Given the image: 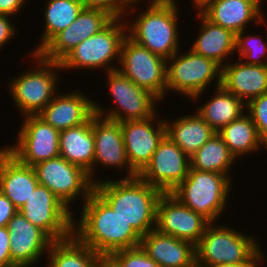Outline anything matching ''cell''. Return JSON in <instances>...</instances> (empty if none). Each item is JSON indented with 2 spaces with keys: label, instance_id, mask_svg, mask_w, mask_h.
<instances>
[{
  "label": "cell",
  "instance_id": "cell-33",
  "mask_svg": "<svg viewBox=\"0 0 267 267\" xmlns=\"http://www.w3.org/2000/svg\"><path fill=\"white\" fill-rule=\"evenodd\" d=\"M244 33L242 31L236 34L235 50L240 54L241 61L248 65H267V42L264 43L261 36H244Z\"/></svg>",
  "mask_w": 267,
  "mask_h": 267
},
{
  "label": "cell",
  "instance_id": "cell-9",
  "mask_svg": "<svg viewBox=\"0 0 267 267\" xmlns=\"http://www.w3.org/2000/svg\"><path fill=\"white\" fill-rule=\"evenodd\" d=\"M110 96L115 101L114 109L105 111L94 102V113L109 120L124 122L154 116L160 101L150 92L140 88L119 70L106 73ZM158 102V103H157ZM106 113V114H105Z\"/></svg>",
  "mask_w": 267,
  "mask_h": 267
},
{
  "label": "cell",
  "instance_id": "cell-1",
  "mask_svg": "<svg viewBox=\"0 0 267 267\" xmlns=\"http://www.w3.org/2000/svg\"><path fill=\"white\" fill-rule=\"evenodd\" d=\"M73 235L99 255L140 246L141 236L123 220L95 191L83 203Z\"/></svg>",
  "mask_w": 267,
  "mask_h": 267
},
{
  "label": "cell",
  "instance_id": "cell-17",
  "mask_svg": "<svg viewBox=\"0 0 267 267\" xmlns=\"http://www.w3.org/2000/svg\"><path fill=\"white\" fill-rule=\"evenodd\" d=\"M113 18L101 10L85 9L75 21L58 33L38 54L47 61L60 62L82 41L105 28Z\"/></svg>",
  "mask_w": 267,
  "mask_h": 267
},
{
  "label": "cell",
  "instance_id": "cell-31",
  "mask_svg": "<svg viewBox=\"0 0 267 267\" xmlns=\"http://www.w3.org/2000/svg\"><path fill=\"white\" fill-rule=\"evenodd\" d=\"M218 134L236 159L251 152L255 153L261 147L267 149L261 141L258 130L248 113L242 114L225 126Z\"/></svg>",
  "mask_w": 267,
  "mask_h": 267
},
{
  "label": "cell",
  "instance_id": "cell-23",
  "mask_svg": "<svg viewBox=\"0 0 267 267\" xmlns=\"http://www.w3.org/2000/svg\"><path fill=\"white\" fill-rule=\"evenodd\" d=\"M140 246L160 267H195V246L156 229L142 236Z\"/></svg>",
  "mask_w": 267,
  "mask_h": 267
},
{
  "label": "cell",
  "instance_id": "cell-16",
  "mask_svg": "<svg viewBox=\"0 0 267 267\" xmlns=\"http://www.w3.org/2000/svg\"><path fill=\"white\" fill-rule=\"evenodd\" d=\"M157 115L141 120L121 122L126 156L130 167L137 174L150 162L160 141L166 135L164 119L162 120Z\"/></svg>",
  "mask_w": 267,
  "mask_h": 267
},
{
  "label": "cell",
  "instance_id": "cell-41",
  "mask_svg": "<svg viewBox=\"0 0 267 267\" xmlns=\"http://www.w3.org/2000/svg\"><path fill=\"white\" fill-rule=\"evenodd\" d=\"M261 248L259 249L255 263H234V264H206V263H195V267H257L260 262L263 261L264 255Z\"/></svg>",
  "mask_w": 267,
  "mask_h": 267
},
{
  "label": "cell",
  "instance_id": "cell-10",
  "mask_svg": "<svg viewBox=\"0 0 267 267\" xmlns=\"http://www.w3.org/2000/svg\"><path fill=\"white\" fill-rule=\"evenodd\" d=\"M117 64V70L124 76L162 101L166 95L165 59L137 44L127 35Z\"/></svg>",
  "mask_w": 267,
  "mask_h": 267
},
{
  "label": "cell",
  "instance_id": "cell-32",
  "mask_svg": "<svg viewBox=\"0 0 267 267\" xmlns=\"http://www.w3.org/2000/svg\"><path fill=\"white\" fill-rule=\"evenodd\" d=\"M236 158L216 133L190 157V168L200 171L222 173L229 177ZM234 163V164H233Z\"/></svg>",
  "mask_w": 267,
  "mask_h": 267
},
{
  "label": "cell",
  "instance_id": "cell-29",
  "mask_svg": "<svg viewBox=\"0 0 267 267\" xmlns=\"http://www.w3.org/2000/svg\"><path fill=\"white\" fill-rule=\"evenodd\" d=\"M46 267H97L100 255L74 235L54 241L47 252Z\"/></svg>",
  "mask_w": 267,
  "mask_h": 267
},
{
  "label": "cell",
  "instance_id": "cell-21",
  "mask_svg": "<svg viewBox=\"0 0 267 267\" xmlns=\"http://www.w3.org/2000/svg\"><path fill=\"white\" fill-rule=\"evenodd\" d=\"M262 2V0H213L200 12L213 24L237 34L245 31L247 24L251 22L256 24L264 22V15L261 12Z\"/></svg>",
  "mask_w": 267,
  "mask_h": 267
},
{
  "label": "cell",
  "instance_id": "cell-2",
  "mask_svg": "<svg viewBox=\"0 0 267 267\" xmlns=\"http://www.w3.org/2000/svg\"><path fill=\"white\" fill-rule=\"evenodd\" d=\"M94 191L142 237L155 229L157 204L163 192L138 176L101 179Z\"/></svg>",
  "mask_w": 267,
  "mask_h": 267
},
{
  "label": "cell",
  "instance_id": "cell-38",
  "mask_svg": "<svg viewBox=\"0 0 267 267\" xmlns=\"http://www.w3.org/2000/svg\"><path fill=\"white\" fill-rule=\"evenodd\" d=\"M18 212L14 204L0 191V227H5Z\"/></svg>",
  "mask_w": 267,
  "mask_h": 267
},
{
  "label": "cell",
  "instance_id": "cell-14",
  "mask_svg": "<svg viewBox=\"0 0 267 267\" xmlns=\"http://www.w3.org/2000/svg\"><path fill=\"white\" fill-rule=\"evenodd\" d=\"M189 169L190 157L165 135L137 176L163 193H171L187 177Z\"/></svg>",
  "mask_w": 267,
  "mask_h": 267
},
{
  "label": "cell",
  "instance_id": "cell-28",
  "mask_svg": "<svg viewBox=\"0 0 267 267\" xmlns=\"http://www.w3.org/2000/svg\"><path fill=\"white\" fill-rule=\"evenodd\" d=\"M196 110L208 125L218 133L246 112V104L222 86H218L214 91V96Z\"/></svg>",
  "mask_w": 267,
  "mask_h": 267
},
{
  "label": "cell",
  "instance_id": "cell-4",
  "mask_svg": "<svg viewBox=\"0 0 267 267\" xmlns=\"http://www.w3.org/2000/svg\"><path fill=\"white\" fill-rule=\"evenodd\" d=\"M231 178L222 173L189 169L187 177L171 194L183 205L203 215L210 222L225 212Z\"/></svg>",
  "mask_w": 267,
  "mask_h": 267
},
{
  "label": "cell",
  "instance_id": "cell-3",
  "mask_svg": "<svg viewBox=\"0 0 267 267\" xmlns=\"http://www.w3.org/2000/svg\"><path fill=\"white\" fill-rule=\"evenodd\" d=\"M177 0L149 3L147 9L128 24L127 35L137 44L168 60L179 48Z\"/></svg>",
  "mask_w": 267,
  "mask_h": 267
},
{
  "label": "cell",
  "instance_id": "cell-19",
  "mask_svg": "<svg viewBox=\"0 0 267 267\" xmlns=\"http://www.w3.org/2000/svg\"><path fill=\"white\" fill-rule=\"evenodd\" d=\"M93 134L95 142V156L93 162V177L95 165L102 167L121 168L127 170L124 179L137 177V173L130 167L126 156L121 123L93 114Z\"/></svg>",
  "mask_w": 267,
  "mask_h": 267
},
{
  "label": "cell",
  "instance_id": "cell-35",
  "mask_svg": "<svg viewBox=\"0 0 267 267\" xmlns=\"http://www.w3.org/2000/svg\"><path fill=\"white\" fill-rule=\"evenodd\" d=\"M111 256L122 267H160L141 246L115 251Z\"/></svg>",
  "mask_w": 267,
  "mask_h": 267
},
{
  "label": "cell",
  "instance_id": "cell-30",
  "mask_svg": "<svg viewBox=\"0 0 267 267\" xmlns=\"http://www.w3.org/2000/svg\"><path fill=\"white\" fill-rule=\"evenodd\" d=\"M44 10V33L41 43L33 50L38 54L58 33L69 27L84 6L82 0H48Z\"/></svg>",
  "mask_w": 267,
  "mask_h": 267
},
{
  "label": "cell",
  "instance_id": "cell-44",
  "mask_svg": "<svg viewBox=\"0 0 267 267\" xmlns=\"http://www.w3.org/2000/svg\"><path fill=\"white\" fill-rule=\"evenodd\" d=\"M211 1L213 0H193V5L196 6L195 8L198 9L197 11L200 12L203 8H205Z\"/></svg>",
  "mask_w": 267,
  "mask_h": 267
},
{
  "label": "cell",
  "instance_id": "cell-43",
  "mask_svg": "<svg viewBox=\"0 0 267 267\" xmlns=\"http://www.w3.org/2000/svg\"><path fill=\"white\" fill-rule=\"evenodd\" d=\"M141 0H127V12L132 13V12H136L137 10L134 11V7L135 8H138L136 7L133 3H139ZM144 1V0H142ZM150 1V2H149ZM171 1H174V0H148V3H166V2H171ZM134 5V6H133ZM131 6V7H130ZM130 9V10H128ZM133 10V11H132ZM132 11V12H131Z\"/></svg>",
  "mask_w": 267,
  "mask_h": 267
},
{
  "label": "cell",
  "instance_id": "cell-36",
  "mask_svg": "<svg viewBox=\"0 0 267 267\" xmlns=\"http://www.w3.org/2000/svg\"><path fill=\"white\" fill-rule=\"evenodd\" d=\"M85 9L101 10L113 19L127 15V0H82Z\"/></svg>",
  "mask_w": 267,
  "mask_h": 267
},
{
  "label": "cell",
  "instance_id": "cell-34",
  "mask_svg": "<svg viewBox=\"0 0 267 267\" xmlns=\"http://www.w3.org/2000/svg\"><path fill=\"white\" fill-rule=\"evenodd\" d=\"M246 112L255 124L261 141L267 147V93L251 99L246 104Z\"/></svg>",
  "mask_w": 267,
  "mask_h": 267
},
{
  "label": "cell",
  "instance_id": "cell-7",
  "mask_svg": "<svg viewBox=\"0 0 267 267\" xmlns=\"http://www.w3.org/2000/svg\"><path fill=\"white\" fill-rule=\"evenodd\" d=\"M29 54L38 66L13 77L8 84L16 107L23 112L22 117L38 115L56 96L60 82L56 71H62L60 62L44 60L39 54Z\"/></svg>",
  "mask_w": 267,
  "mask_h": 267
},
{
  "label": "cell",
  "instance_id": "cell-11",
  "mask_svg": "<svg viewBox=\"0 0 267 267\" xmlns=\"http://www.w3.org/2000/svg\"><path fill=\"white\" fill-rule=\"evenodd\" d=\"M39 184L47 187L69 209L79 196L84 203L94 191L87 172L58 156L33 166Z\"/></svg>",
  "mask_w": 267,
  "mask_h": 267
},
{
  "label": "cell",
  "instance_id": "cell-15",
  "mask_svg": "<svg viewBox=\"0 0 267 267\" xmlns=\"http://www.w3.org/2000/svg\"><path fill=\"white\" fill-rule=\"evenodd\" d=\"M210 223L171 193H163L158 201L155 229L162 234L189 241L195 246Z\"/></svg>",
  "mask_w": 267,
  "mask_h": 267
},
{
  "label": "cell",
  "instance_id": "cell-13",
  "mask_svg": "<svg viewBox=\"0 0 267 267\" xmlns=\"http://www.w3.org/2000/svg\"><path fill=\"white\" fill-rule=\"evenodd\" d=\"M15 145L5 149L20 163L34 166L59 156L60 131L38 115L24 116Z\"/></svg>",
  "mask_w": 267,
  "mask_h": 267
},
{
  "label": "cell",
  "instance_id": "cell-25",
  "mask_svg": "<svg viewBox=\"0 0 267 267\" xmlns=\"http://www.w3.org/2000/svg\"><path fill=\"white\" fill-rule=\"evenodd\" d=\"M59 156L88 173L95 185L99 178H93L95 142L93 134V115L83 124L60 131Z\"/></svg>",
  "mask_w": 267,
  "mask_h": 267
},
{
  "label": "cell",
  "instance_id": "cell-22",
  "mask_svg": "<svg viewBox=\"0 0 267 267\" xmlns=\"http://www.w3.org/2000/svg\"><path fill=\"white\" fill-rule=\"evenodd\" d=\"M39 184L32 166L20 163L5 147L0 148V191L19 210Z\"/></svg>",
  "mask_w": 267,
  "mask_h": 267
},
{
  "label": "cell",
  "instance_id": "cell-37",
  "mask_svg": "<svg viewBox=\"0 0 267 267\" xmlns=\"http://www.w3.org/2000/svg\"><path fill=\"white\" fill-rule=\"evenodd\" d=\"M9 239L7 226L0 227V267H16L11 260Z\"/></svg>",
  "mask_w": 267,
  "mask_h": 267
},
{
  "label": "cell",
  "instance_id": "cell-42",
  "mask_svg": "<svg viewBox=\"0 0 267 267\" xmlns=\"http://www.w3.org/2000/svg\"><path fill=\"white\" fill-rule=\"evenodd\" d=\"M97 267H122L111 255H100Z\"/></svg>",
  "mask_w": 267,
  "mask_h": 267
},
{
  "label": "cell",
  "instance_id": "cell-8",
  "mask_svg": "<svg viewBox=\"0 0 267 267\" xmlns=\"http://www.w3.org/2000/svg\"><path fill=\"white\" fill-rule=\"evenodd\" d=\"M179 53L166 60V95L169 90L176 91L195 101L213 80H217L215 87L221 86V67L216 62L191 49L186 54Z\"/></svg>",
  "mask_w": 267,
  "mask_h": 267
},
{
  "label": "cell",
  "instance_id": "cell-5",
  "mask_svg": "<svg viewBox=\"0 0 267 267\" xmlns=\"http://www.w3.org/2000/svg\"><path fill=\"white\" fill-rule=\"evenodd\" d=\"M255 237L211 222L195 245V263H255L260 246Z\"/></svg>",
  "mask_w": 267,
  "mask_h": 267
},
{
  "label": "cell",
  "instance_id": "cell-6",
  "mask_svg": "<svg viewBox=\"0 0 267 267\" xmlns=\"http://www.w3.org/2000/svg\"><path fill=\"white\" fill-rule=\"evenodd\" d=\"M125 18L113 19L101 31L78 44L60 61L62 70L105 68L106 73L117 70L116 65L110 64L115 58L120 61L122 43L127 36Z\"/></svg>",
  "mask_w": 267,
  "mask_h": 267
},
{
  "label": "cell",
  "instance_id": "cell-27",
  "mask_svg": "<svg viewBox=\"0 0 267 267\" xmlns=\"http://www.w3.org/2000/svg\"><path fill=\"white\" fill-rule=\"evenodd\" d=\"M182 116L172 122L164 119L166 135L191 157L216 132L195 111Z\"/></svg>",
  "mask_w": 267,
  "mask_h": 267
},
{
  "label": "cell",
  "instance_id": "cell-26",
  "mask_svg": "<svg viewBox=\"0 0 267 267\" xmlns=\"http://www.w3.org/2000/svg\"><path fill=\"white\" fill-rule=\"evenodd\" d=\"M197 19L201 21L199 36L190 46L191 50L216 62L221 68L228 57L235 54L236 34L226 28L213 24L201 12L197 11ZM225 63H224V62Z\"/></svg>",
  "mask_w": 267,
  "mask_h": 267
},
{
  "label": "cell",
  "instance_id": "cell-24",
  "mask_svg": "<svg viewBox=\"0 0 267 267\" xmlns=\"http://www.w3.org/2000/svg\"><path fill=\"white\" fill-rule=\"evenodd\" d=\"M221 86L247 104L267 93V65L228 62L221 68Z\"/></svg>",
  "mask_w": 267,
  "mask_h": 267
},
{
  "label": "cell",
  "instance_id": "cell-39",
  "mask_svg": "<svg viewBox=\"0 0 267 267\" xmlns=\"http://www.w3.org/2000/svg\"><path fill=\"white\" fill-rule=\"evenodd\" d=\"M11 17L0 14V49L17 33L15 25L9 20Z\"/></svg>",
  "mask_w": 267,
  "mask_h": 267
},
{
  "label": "cell",
  "instance_id": "cell-12",
  "mask_svg": "<svg viewBox=\"0 0 267 267\" xmlns=\"http://www.w3.org/2000/svg\"><path fill=\"white\" fill-rule=\"evenodd\" d=\"M18 211L53 241L65 240L73 235V212L41 184L36 186Z\"/></svg>",
  "mask_w": 267,
  "mask_h": 267
},
{
  "label": "cell",
  "instance_id": "cell-20",
  "mask_svg": "<svg viewBox=\"0 0 267 267\" xmlns=\"http://www.w3.org/2000/svg\"><path fill=\"white\" fill-rule=\"evenodd\" d=\"M74 91L57 93L38 116L58 131L85 123L94 114V101Z\"/></svg>",
  "mask_w": 267,
  "mask_h": 267
},
{
  "label": "cell",
  "instance_id": "cell-40",
  "mask_svg": "<svg viewBox=\"0 0 267 267\" xmlns=\"http://www.w3.org/2000/svg\"><path fill=\"white\" fill-rule=\"evenodd\" d=\"M25 2L26 0H0V14L13 17L21 11Z\"/></svg>",
  "mask_w": 267,
  "mask_h": 267
},
{
  "label": "cell",
  "instance_id": "cell-18",
  "mask_svg": "<svg viewBox=\"0 0 267 267\" xmlns=\"http://www.w3.org/2000/svg\"><path fill=\"white\" fill-rule=\"evenodd\" d=\"M7 228L11 260L16 267H33L54 242L19 211L8 222Z\"/></svg>",
  "mask_w": 267,
  "mask_h": 267
}]
</instances>
